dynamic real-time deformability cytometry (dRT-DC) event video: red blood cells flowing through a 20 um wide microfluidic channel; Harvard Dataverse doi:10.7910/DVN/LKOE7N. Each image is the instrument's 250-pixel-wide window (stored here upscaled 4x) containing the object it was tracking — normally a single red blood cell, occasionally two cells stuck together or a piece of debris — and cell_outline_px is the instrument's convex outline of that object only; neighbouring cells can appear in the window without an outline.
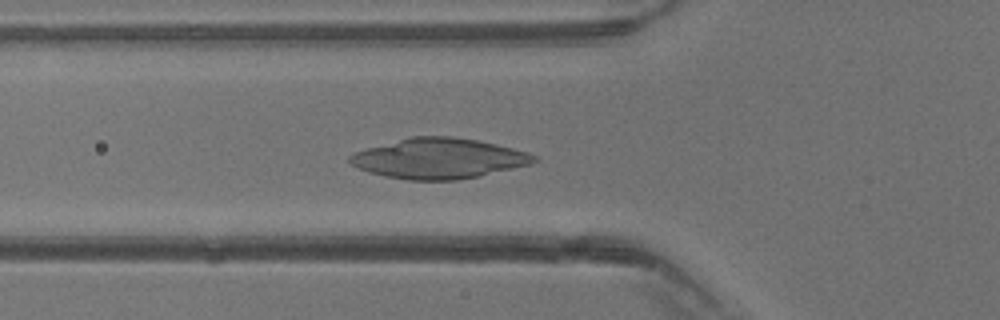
{"species": "common noctule bat (a hibernating species)", "species_latin": "Nyctalus noctula", "temperature_condition": "warm", "stored_images_in_passage": 40, "camera_frame_rate_fps": 3000, "um_per_image_px": 0.085, "animal": {"sex": "male", "body_mass_g": 13.3}, "frame": {"image": 1, "passage_image": 15, "time_ms": 4.667, "image_size_px": [1000, 320], "cell_outline_px": [[540, 160], [532, 164], [480, 176], [456, 180], [408, 180], [384, 176], [368, 172], [352, 164], [348, 160], [348, 156], [356, 152], [368, 148], [412, 136], [452, 136], [476, 140], [496, 144], [528, 152], [536, 156]], "centroid_in_image_um": [37.34, 13.47], "position_along_channel_um": 88.5, "area_um2": 43.12}}
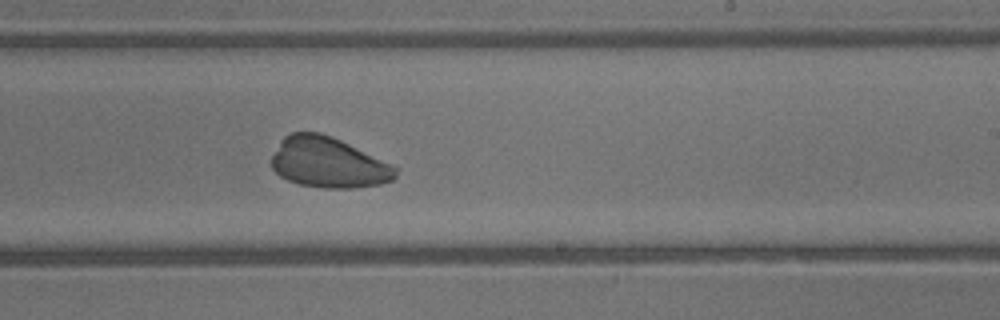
{"frame": {"image": 2, "passage_image": 25, "time_ms": 8.0, "image_size_px": [1000, 320], "cell_outline_px": [[400, 168], [396, 176], [392, 180], [380, 184], [352, 188], [324, 188], [300, 184], [288, 180], [280, 176], [272, 168], [272, 156], [280, 140], [284, 136], [292, 132], [320, 132], [332, 136], [392, 164]], "centroid_in_image_um": [27.92, 13.81], "position_along_channel_um": 261.1, "area_um2": 36.59}}
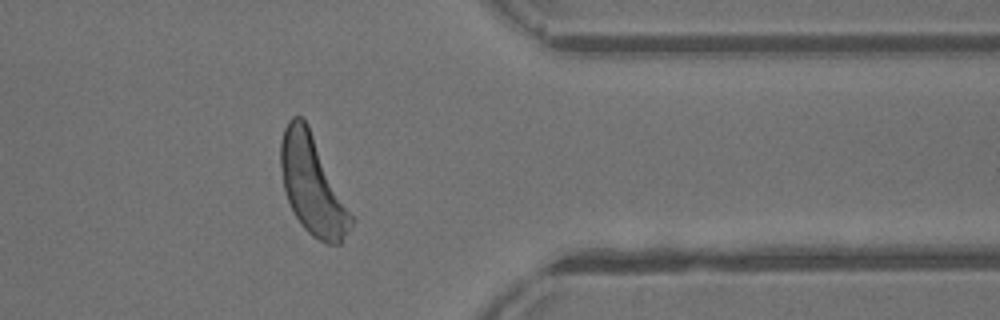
{"frame": {"image": 3, "passage_image": 33, "time_ms": 10.667, "image_size_px": [1000, 320], "cell_outline_px": [[356, 220], [340, 244], [328, 244], [312, 236], [300, 224], [284, 192], [280, 164], [280, 140], [284, 128], [288, 120], [292, 116], [300, 116], [308, 124], [356, 216]], "centroid_in_image_um": [26.61, 15.73], "position_along_channel_um": 384.8, "area_um2": 41.38}}